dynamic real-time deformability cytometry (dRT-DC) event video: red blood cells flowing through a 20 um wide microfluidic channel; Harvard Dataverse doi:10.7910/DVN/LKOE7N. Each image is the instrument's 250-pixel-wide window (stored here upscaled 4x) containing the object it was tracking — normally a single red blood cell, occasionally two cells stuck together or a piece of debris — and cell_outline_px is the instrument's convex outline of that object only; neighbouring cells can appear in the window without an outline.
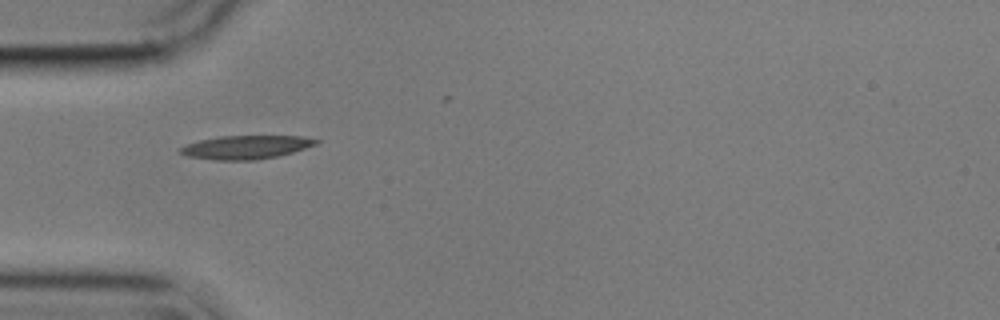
{"species": "common noctule bat (a hibernating species)", "species_latin": "Nyctalus noctula", "temperature_condition": "cold", "stored_images_in_passage": 40, "camera_frame_rate_fps": 3000, "um_per_image_px": 0.085, "animal": {"sex": "male", "body_mass_g": 17.9}, "frame": {"image": 1, "passage_image": 1, "time_ms": 0.0, "image_size_px": [1000, 320], "cell_outline_px": [[320, 144], [292, 152], [276, 156], [256, 160], [216, 160], [188, 156], [176, 152], [180, 148], [188, 144], [200, 140], [220, 136], [300, 136], [320, 140]], "centroid_in_image_um": [20.92, 12.51], "position_along_channel_um": 64.1, "area_um2": 18.55}}
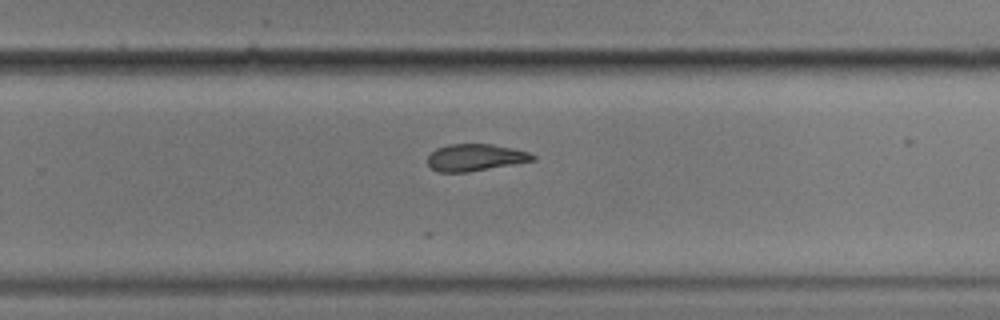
{"frame": {"image": 2, "passage_image": 20, "time_ms": 6.333, "image_size_px": [1000, 320], "cell_outline_px": [[536, 160], [468, 172], [440, 172], [432, 168], [428, 164], [428, 156], [436, 148], [448, 144], [492, 144], [512, 148], [528, 152], [536, 156]], "centroid_in_image_um": [40.4, 13.38], "position_along_channel_um": 289.4, "area_um2": 16.42}}
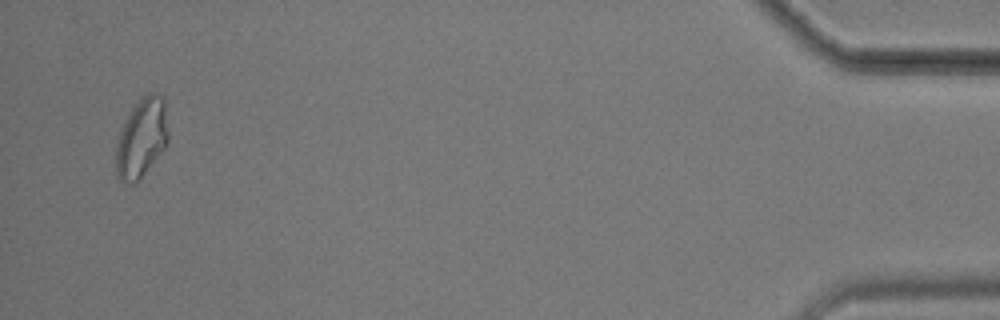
{"frame": {"image": 3, "passage_image": 38, "time_ms": 12.333, "image_size_px": [1000, 320], "cell_outline_px": [[168, 140], [164, 148], [144, 172], [132, 184], [128, 184], [120, 180], [116, 172], [116, 144], [124, 120], [140, 96], [148, 92], [156, 92], [164, 96], [168, 132]], "centroid_in_image_um": [12.03, 11.65], "position_along_channel_um": 423.2, "area_um2": 24.04}, "authors_computed_cell_mechanics": {"area_um2": 17.9469, "velocity_mm_per_s": 3.5859, "shape_relaxation_time_tau1_ms": null, "shape_relaxation_time_tau2_ms": 7.9792, "deformation_change_tau1": null, "deformation_change_tau2": 0.1336}}